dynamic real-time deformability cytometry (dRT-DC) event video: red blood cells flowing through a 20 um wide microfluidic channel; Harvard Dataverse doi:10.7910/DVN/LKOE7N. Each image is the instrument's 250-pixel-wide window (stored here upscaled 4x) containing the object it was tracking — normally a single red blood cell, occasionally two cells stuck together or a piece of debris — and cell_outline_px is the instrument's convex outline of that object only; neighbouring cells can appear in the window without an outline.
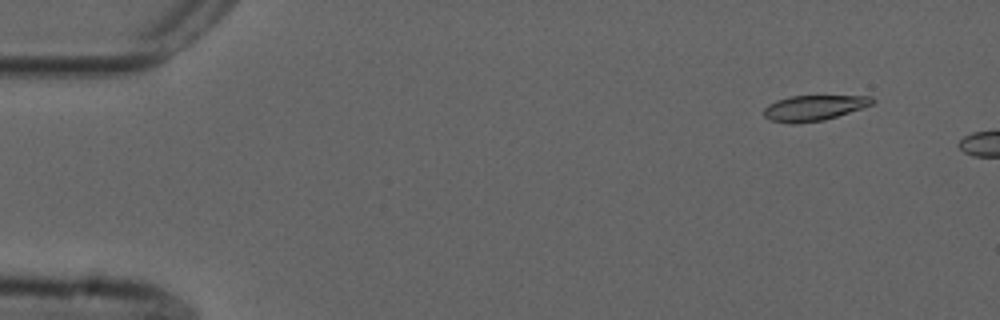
{"species": "common noctule bat (a hibernating species)", "species_latin": "Nyctalus noctula", "temperature_condition": "cold", "stored_images_in_passage": 5, "camera_frame_rate_fps": 3000, "um_per_image_px": 0.085, "animal": {"sex": "male", "forearm_length_mm": 52.5}, "frame": {"image": 1, "passage_image": 1, "time_ms": 0.0, "image_size_px": [1000, 320], "cell_outline_px": [[876, 100], [872, 104], [824, 120], [796, 124], [792, 124], [768, 120], [764, 116], [764, 108], [768, 104], [776, 100], [792, 96], [872, 96]], "centroid_in_image_um": [69.13, 9.18], "position_along_channel_um": 15.9, "area_um2": 16.01}}